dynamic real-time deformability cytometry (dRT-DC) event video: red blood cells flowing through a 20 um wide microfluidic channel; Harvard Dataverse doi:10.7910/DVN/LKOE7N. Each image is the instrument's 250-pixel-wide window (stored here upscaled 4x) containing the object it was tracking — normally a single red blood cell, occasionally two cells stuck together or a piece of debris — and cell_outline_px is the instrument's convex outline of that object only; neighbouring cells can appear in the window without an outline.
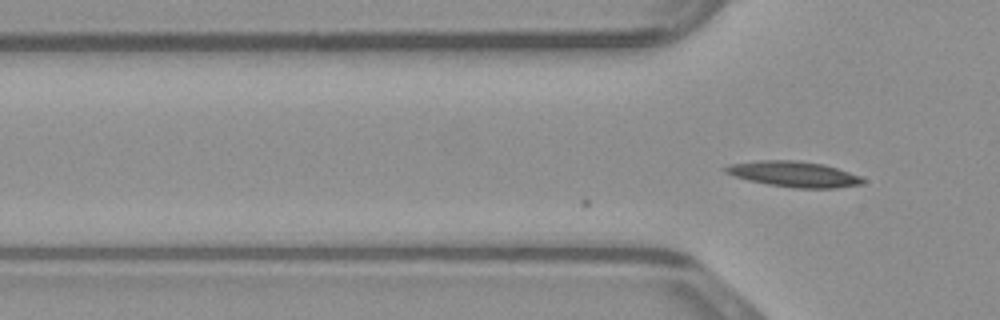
{"species": "common noctule bat (a hibernating species)", "species_latin": "Nyctalus noctula", "temperature_condition": "warm", "stored_images_in_passage": 3, "camera_frame_rate_fps": 3000, "um_per_image_px": 0.085, "animal": {"sex": "male", "body_mass_g": 23.1, "forearm_length_mm": 52.7}, "frame": {"image": 1, "passage_image": 3, "time_ms": 0.667, "image_size_px": [1000, 320], "cell_outline_px": [[864, 184], [836, 188], [792, 188], [768, 184], [748, 180], [724, 172], [720, 168], [728, 164], [760, 160], [796, 160], [824, 164], [860, 176], [864, 180]], "centroid_in_image_um": [67.44, 14.8], "position_along_channel_um": 58.4, "area_um2": 20.58}}